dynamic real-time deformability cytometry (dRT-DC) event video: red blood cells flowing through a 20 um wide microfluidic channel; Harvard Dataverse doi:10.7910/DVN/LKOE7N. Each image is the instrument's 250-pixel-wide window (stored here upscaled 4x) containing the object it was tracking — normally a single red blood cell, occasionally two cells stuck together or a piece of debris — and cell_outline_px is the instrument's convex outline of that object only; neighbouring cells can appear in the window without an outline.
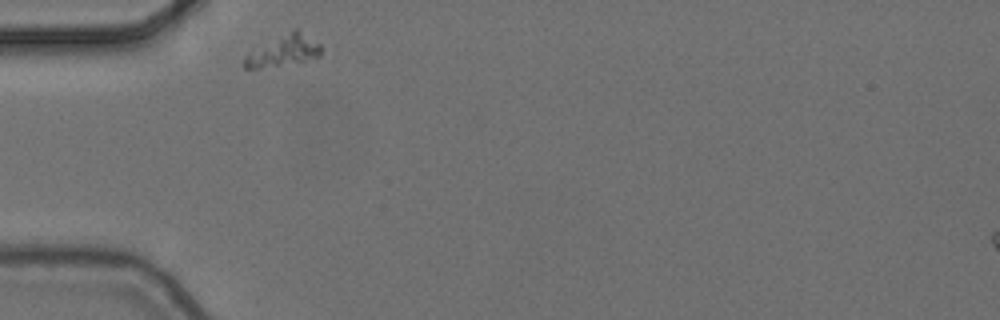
{"species": "common noctule bat (a hibernating species)", "species_latin": "Nyctalus noctula", "temperature_condition": "cold", "stored_images_in_passage": 2, "camera_frame_rate_fps": 3000, "um_per_image_px": 0.085, "animal": {"sex": "female", "body_mass_g": 24.6, "forearm_length_mm": 56.2}, "frame": {"image": 1, "passage_image": 1, "time_ms": 0.0, "image_size_px": [1000, 320], "cell_outline_px": [[320, 56], [304, 60], [260, 68], [244, 68], [244, 56], [292, 28], [296, 28], [320, 44]], "centroid_in_image_um": [24.1, 4.29], "position_along_channel_um": 60.9, "area_um2": 13.29}}
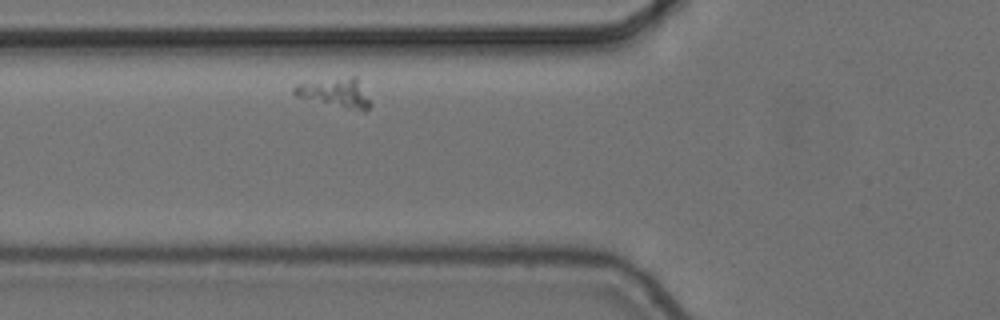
{"frame": {"image": 2, "passage_image": 2, "time_ms": 0.333, "image_size_px": [1000, 320], "cell_outline_px": [[372, 104], [364, 112], [344, 108], [296, 96], [292, 92], [292, 88], [296, 84], [352, 76], [356, 76]], "centroid_in_image_um": [28.53, 7.9], "position_along_channel_um": 97.3, "area_um2": 12.77}}